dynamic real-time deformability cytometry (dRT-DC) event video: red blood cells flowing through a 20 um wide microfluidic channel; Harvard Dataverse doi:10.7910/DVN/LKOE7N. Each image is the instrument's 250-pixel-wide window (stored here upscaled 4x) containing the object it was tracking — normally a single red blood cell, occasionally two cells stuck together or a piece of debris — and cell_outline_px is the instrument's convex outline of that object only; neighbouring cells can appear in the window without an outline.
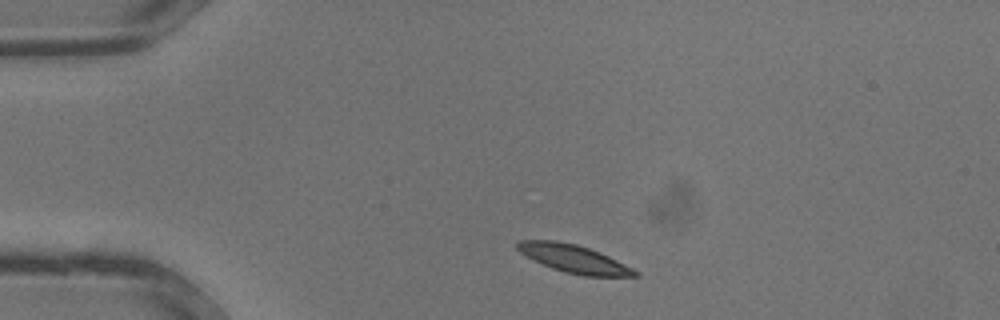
{"species": "common noctule bat (a hibernating species)", "species_latin": "Nyctalus noctula", "temperature_condition": "warm", "stored_images_in_passage": 28, "camera_frame_rate_fps": 3000, "um_per_image_px": 0.085, "animal": {"sex": "male", "body_mass_g": 13.3}, "frame": {"image": 1, "passage_image": 1, "time_ms": 0.0, "image_size_px": [1000, 320], "cell_outline_px": [[640, 276], [584, 276], [564, 272], [552, 268], [520, 252], [516, 248], [516, 244], [520, 240], [556, 240], [576, 244], [600, 252], [640, 272]], "centroid_in_image_um": [48.8, 21.99], "position_along_channel_um": 36.2, "area_um2": 18.9}}
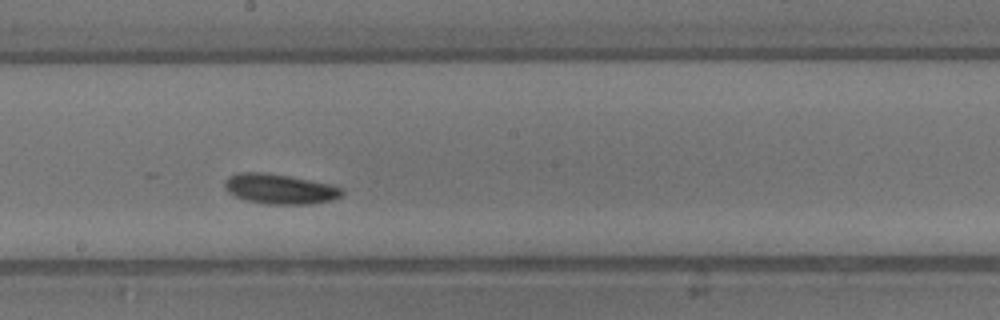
{"frame": {"image": 2, "passage_image": 13, "time_ms": 4.0, "image_size_px": [1000, 320], "cell_outline_px": [[344, 192], [340, 196], [332, 200], [308, 204], [268, 204], [248, 200], [236, 196], [228, 192], [224, 184], [224, 180], [228, 176], [240, 172], [264, 172], [288, 176], [332, 184], [344, 188]], "centroid_in_image_um": [23.8, 16.05], "position_along_channel_um": 224.4, "area_um2": 20.46}}
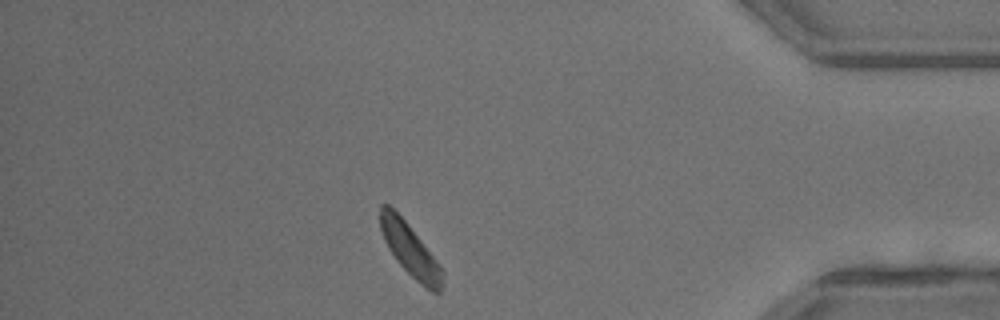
{"frame": {"image": 3, "passage_image": 24, "time_ms": 7.667, "image_size_px": [1000, 320], "cell_outline_px": [[444, 272], [440, 292], [432, 292], [420, 284], [396, 260], [388, 248], [384, 240], [380, 228], [380, 204], [388, 204], [408, 224], [436, 260]], "centroid_in_image_um": [34.84, 21.24], "position_along_channel_um": 400.4, "area_um2": 18.61}}